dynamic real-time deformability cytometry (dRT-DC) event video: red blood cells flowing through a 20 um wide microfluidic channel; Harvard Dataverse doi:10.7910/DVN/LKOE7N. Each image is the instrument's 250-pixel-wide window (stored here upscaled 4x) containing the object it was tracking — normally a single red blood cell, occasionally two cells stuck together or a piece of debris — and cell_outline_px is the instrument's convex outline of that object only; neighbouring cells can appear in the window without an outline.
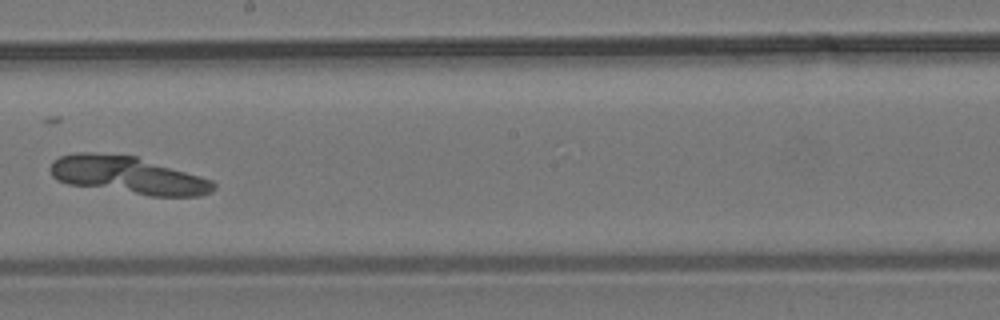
{"species": "common noctule bat (a hibernating species)", "species_latin": "Nyctalus noctula", "temperature_condition": "room temperature", "stored_images_in_passage": 9, "camera_frame_rate_fps": 3000, "um_per_image_px": 0.085, "animal": {"sex": "male", "body_mass_g": 19.2, "forearm_length_mm": 51.8}, "frame": {"image": 1, "passage_image": 9, "time_ms": 10.333, "image_size_px": [1000, 320], "cell_outline_px": [[216, 188], [212, 192], [200, 196], [148, 196], [68, 184], [56, 180], [52, 176], [48, 168], [52, 160], [60, 156], [76, 152], [96, 152], [136, 156], [200, 176], [212, 180], [216, 184]], "centroid_in_image_um": [10.84, 14.89], "position_along_channel_um": 237.4, "area_um2": 36.07}}